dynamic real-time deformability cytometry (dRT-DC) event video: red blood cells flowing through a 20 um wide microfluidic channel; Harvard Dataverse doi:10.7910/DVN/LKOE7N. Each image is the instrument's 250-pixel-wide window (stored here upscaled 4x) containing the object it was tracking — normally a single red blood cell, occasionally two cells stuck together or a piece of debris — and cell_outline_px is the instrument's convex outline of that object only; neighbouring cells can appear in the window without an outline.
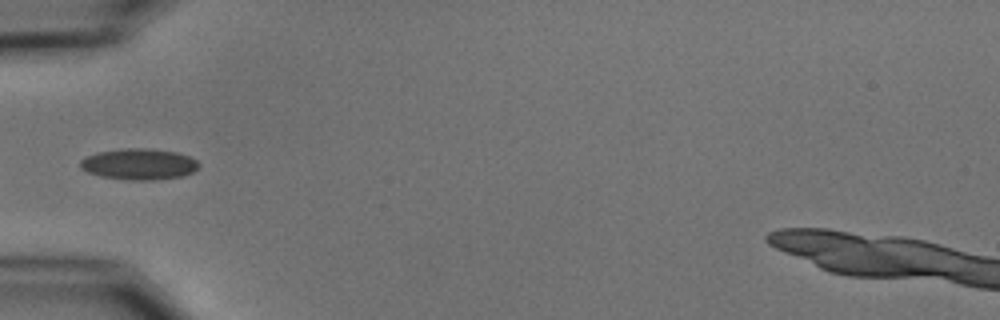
{"species": "common noctule bat (a hibernating species)", "species_latin": "Nyctalus noctula", "temperature_condition": "cold", "stored_images_in_passage": 23, "camera_frame_rate_fps": 3000, "um_per_image_px": 0.085, "animal": {"sex": "male", "body_mass_g": 15.6}, "frame": {"image": 1, "passage_image": 1, "time_ms": 0.0, "image_size_px": [1000, 320], "cell_outline_px": [[200, 164], [192, 172], [184, 176], [152, 180], [128, 180], [100, 176], [88, 172], [80, 168], [80, 160], [88, 156], [100, 152], [124, 148], [148, 148], [176, 152], [188, 156], [196, 160]], "centroid_in_image_um": [11.82, 13.95], "position_along_channel_um": 73.2, "area_um2": 21.39}}